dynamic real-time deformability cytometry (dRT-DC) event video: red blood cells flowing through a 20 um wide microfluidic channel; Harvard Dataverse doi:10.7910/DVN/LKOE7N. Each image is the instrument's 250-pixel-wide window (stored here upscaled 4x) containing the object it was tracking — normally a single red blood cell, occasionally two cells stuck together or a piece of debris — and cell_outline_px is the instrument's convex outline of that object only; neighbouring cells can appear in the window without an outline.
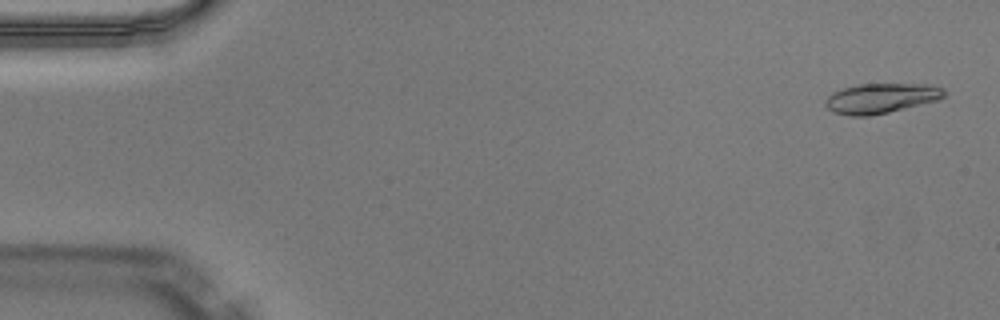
{"species": "Egyptian fruit bat (a non-hibernating species)", "species_latin": "Rousettus aegyptiacus", "temperature_condition": "warm", "stored_images_in_passage": 50, "camera_frame_rate_fps": 3000, "um_per_image_px": 0.085, "animal": {"sex": "male"}, "frame": {"image": 1, "passage_image": 2, "time_ms": 0.333, "image_size_px": [1000, 320], "cell_outline_px": [[944, 96], [940, 100], [888, 112], [868, 116], [848, 116], [832, 112], [824, 104], [824, 100], [832, 92], [856, 84], [924, 84], [944, 88]], "centroid_in_image_um": [74.85, 8.36], "position_along_channel_um": 10.1, "area_um2": 20.81}}
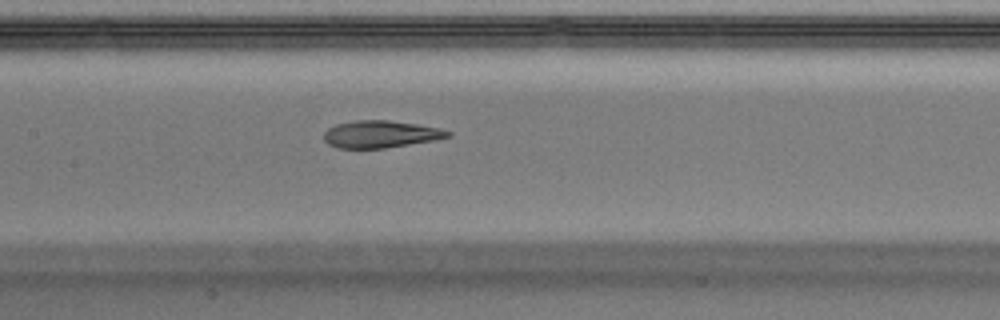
{"frame": {"image": 2, "passage_image": 24, "time_ms": 7.667, "image_size_px": [1000, 320], "cell_outline_px": [[452, 136], [436, 140], [384, 148], [336, 148], [328, 144], [324, 140], [324, 132], [328, 128], [336, 124], [356, 120], [388, 120], [416, 124], [440, 128], [452, 132]], "centroid_in_image_um": [32.36, 11.41], "position_along_channel_um": 175.0, "area_um2": 19.71}}
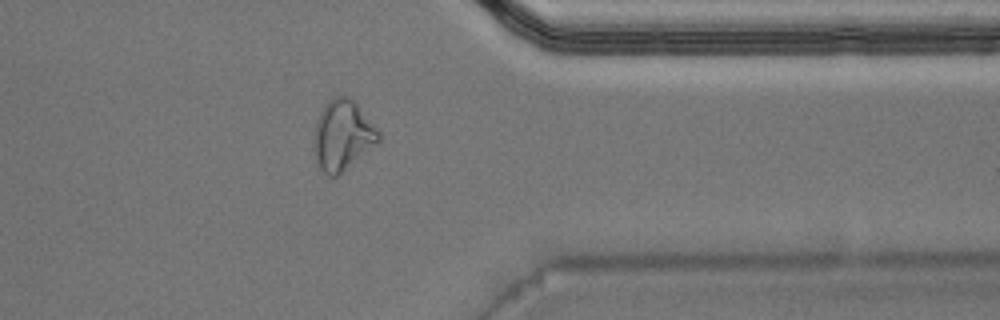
{"frame": {"image": 3, "passage_image": 40, "time_ms": 13.0, "image_size_px": [1000, 320], "cell_outline_px": [[380, 140], [336, 176], [328, 176], [316, 164], [316, 120], [320, 112], [328, 100], [332, 96], [348, 96], [356, 104], [380, 132]], "centroid_in_image_um": [29.12, 11.47], "position_along_channel_um": 382.3, "area_um2": 25.49}, "authors_computed_cell_mechanics": {"area_um2": 20.7791, "velocity_mm_per_s": 4.0589, "shape_relaxation_time_tau1_ms": null, "shape_relaxation_time_tau2_ms": 2.2293, "deformation_change_tau1": null, "deformation_change_tau2": 0.1056}}